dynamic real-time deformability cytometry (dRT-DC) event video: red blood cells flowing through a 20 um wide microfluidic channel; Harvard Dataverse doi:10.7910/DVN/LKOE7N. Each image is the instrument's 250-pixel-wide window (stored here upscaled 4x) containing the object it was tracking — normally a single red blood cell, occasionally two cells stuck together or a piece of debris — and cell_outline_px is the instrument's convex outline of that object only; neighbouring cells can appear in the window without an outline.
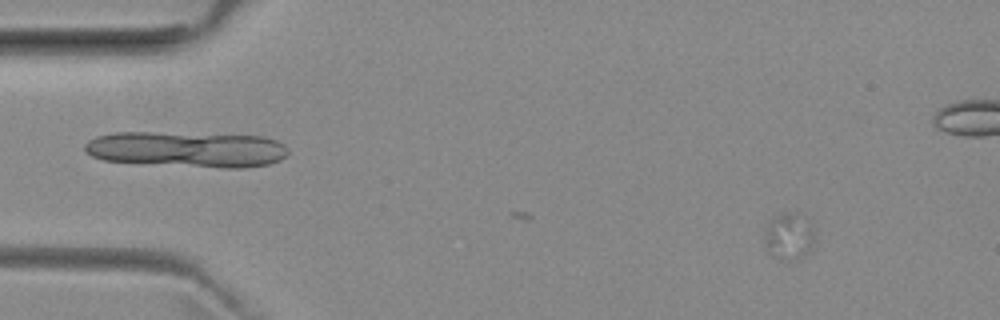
{"species": "common noctule bat (a hibernating species)", "species_latin": "Nyctalus noctula", "temperature_condition": "room temperature", "stored_images_in_passage": 2, "camera_frame_rate_fps": 3000, "um_per_image_px": 0.085, "animal": {"sex": "female", "body_mass_g": 29.2, "forearm_length_mm": 56.3}, "frame": {"image": 1, "passage_image": 2, "time_ms": 0.333, "image_size_px": [1000, 320], "cell_outline_px": [[812, 248], [808, 256], [804, 260], [780, 260], [772, 256], [768, 252], [764, 244], [764, 224], [776, 216], [784, 212], [804, 212], [812, 228]], "centroid_in_image_um": [67.04, 20.1], "position_along_channel_um": 18.0, "area_um2": 14.45}}